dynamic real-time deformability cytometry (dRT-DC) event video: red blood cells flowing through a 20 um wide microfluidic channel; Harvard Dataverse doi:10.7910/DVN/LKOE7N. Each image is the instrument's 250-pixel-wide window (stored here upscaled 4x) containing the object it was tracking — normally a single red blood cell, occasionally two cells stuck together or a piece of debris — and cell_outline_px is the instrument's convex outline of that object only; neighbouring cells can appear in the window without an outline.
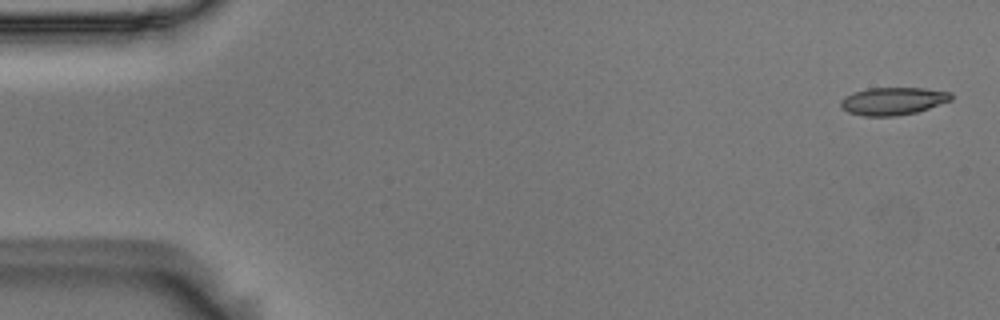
{"species": "Egyptian fruit bat (a non-hibernating species)", "species_latin": "Rousettus aegyptiacus", "temperature_condition": "room temperature", "stored_images_in_passage": 13, "camera_frame_rate_fps": 3000, "um_per_image_px": 0.085, "animal": {"sex": "male"}, "frame": {"image": 1, "passage_image": 1, "time_ms": 0.0, "image_size_px": [1000, 320], "cell_outline_px": [[952, 100], [916, 112], [896, 116], [864, 116], [848, 112], [840, 108], [840, 100], [844, 96], [852, 92], [868, 88], [924, 88], [952, 92]], "centroid_in_image_um": [75.87, 8.59], "position_along_channel_um": 9.1, "area_um2": 17.92}}